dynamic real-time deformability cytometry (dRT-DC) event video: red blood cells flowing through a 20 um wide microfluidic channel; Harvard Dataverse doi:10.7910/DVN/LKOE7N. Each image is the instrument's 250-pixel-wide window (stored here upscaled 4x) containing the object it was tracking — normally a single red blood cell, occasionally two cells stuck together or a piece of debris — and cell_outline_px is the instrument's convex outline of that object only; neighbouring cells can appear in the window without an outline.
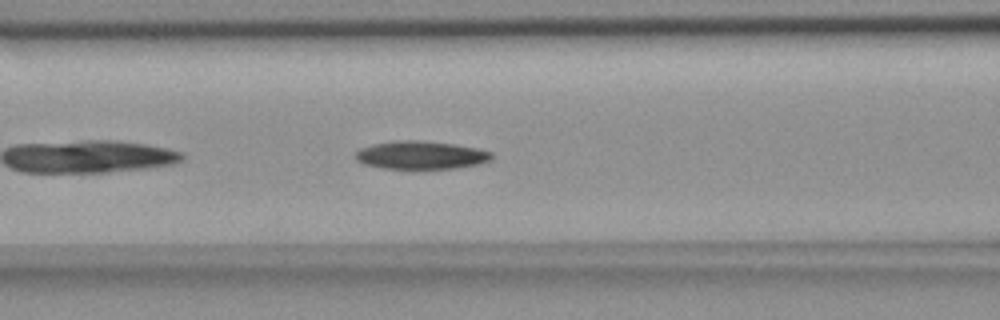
{"species": "common noctule bat (a hibernating species)", "species_latin": "Nyctalus noctula", "temperature_condition": "room temperature", "stored_images_in_passage": 39, "camera_frame_rate_fps": 3000, "um_per_image_px": 0.085, "animal": {"sex": "female", "body_mass_g": 18.4}, "frame": {"image": 1, "passage_image": 7, "time_ms": 2.0, "image_size_px": [1000, 320], "cell_outline_px": [[492, 160], [476, 164], [456, 168], [380, 168], [364, 164], [356, 160], [352, 156], [360, 148], [372, 144], [396, 140], [420, 140], [456, 144], [476, 148], [492, 152]], "centroid_in_image_um": [35.73, 13.17], "position_along_channel_um": 130.9, "area_um2": 22.37}}
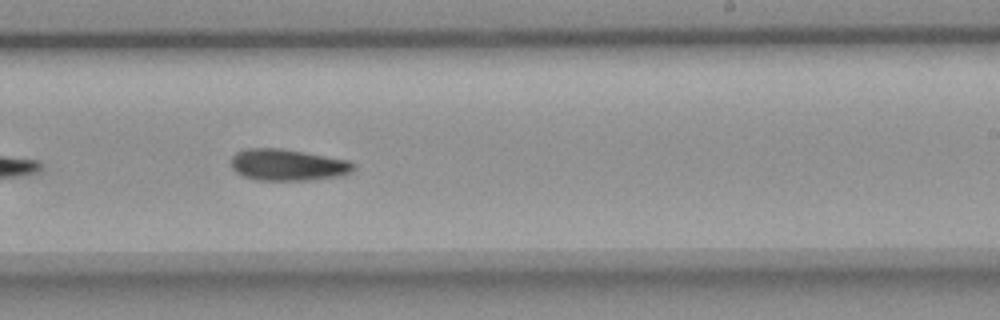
{"frame": {"image": 2, "passage_image": 18, "time_ms": 5.667, "image_size_px": [1000, 320], "cell_outline_px": [[356, 168], [352, 172], [344, 176], [312, 180], [256, 180], [244, 176], [236, 172], [232, 168], [232, 156], [236, 152], [248, 148], [280, 148], [304, 152], [348, 160], [356, 164]], "centroid_in_image_um": [24.51, 14.02], "position_along_channel_um": 264.5, "area_um2": 22.72}}
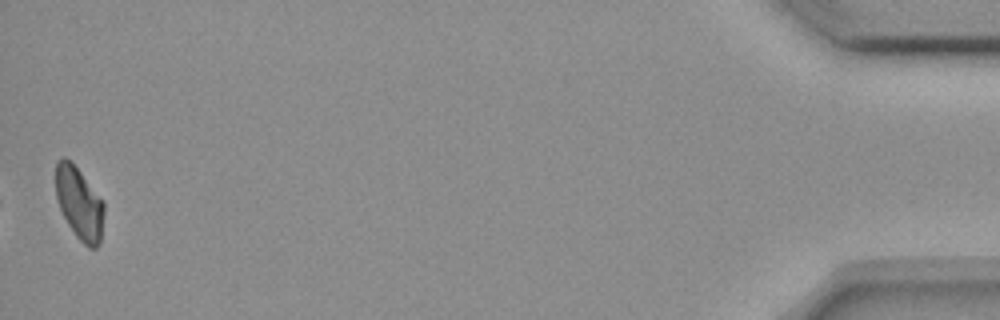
{"frame": {"image": 3, "passage_image": 39, "time_ms": 12.667, "image_size_px": [1000, 320], "cell_outline_px": [[104, 212], [100, 244], [96, 248], [88, 248], [76, 236], [68, 224], [56, 200], [56, 160], [64, 156], [80, 172], [104, 204]], "centroid_in_image_um": [6.73, 17.32], "position_along_channel_um": 428.5, "area_um2": 20.0}}